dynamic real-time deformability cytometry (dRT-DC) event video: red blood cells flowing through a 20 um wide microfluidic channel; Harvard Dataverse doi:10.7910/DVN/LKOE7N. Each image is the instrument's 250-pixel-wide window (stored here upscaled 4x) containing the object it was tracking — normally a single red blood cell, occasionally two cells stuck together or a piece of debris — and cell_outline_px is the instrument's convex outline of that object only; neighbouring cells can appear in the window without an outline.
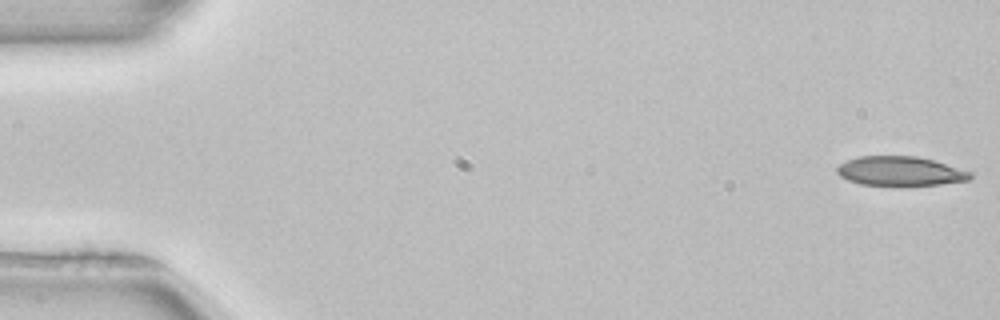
{"species": "common noctule bat (a hibernating species)", "species_latin": "Nyctalus noctula", "temperature_condition": "room temperature", "stored_images_in_passage": 52, "camera_frame_rate_fps": 3000, "um_per_image_px": 0.085, "animal": {"sex": "female", "body_mass_g": 22.7, "forearm_length_mm": 54.2}, "frame": {"image": 1, "passage_image": 1, "time_ms": 0.0, "image_size_px": [1000, 320], "cell_outline_px": [[972, 176], [968, 180], [940, 184], [900, 188], [860, 184], [848, 180], [840, 176], [836, 172], [836, 168], [840, 164], [848, 160], [860, 156], [916, 156], [936, 160], [972, 172]], "centroid_in_image_um": [76.53, 14.58], "position_along_channel_um": 8.5, "area_um2": 23.58}}
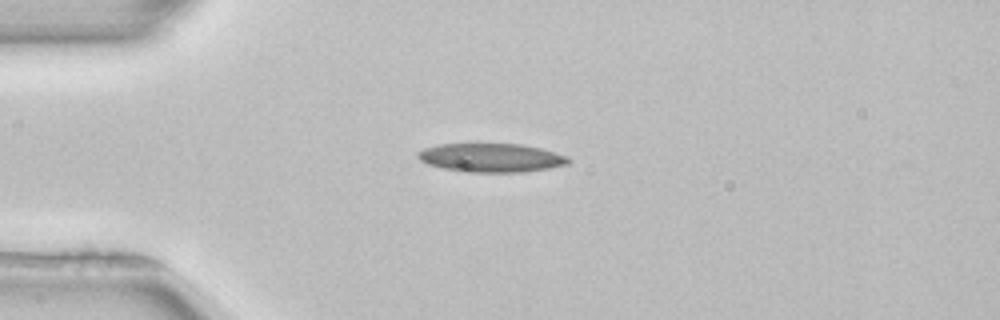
{"frame": {"image": 2, "passage_image": 13, "time_ms": 4.0, "image_size_px": [1000, 320], "cell_outline_px": [[572, 160], [568, 164], [548, 168], [524, 172], [460, 172], [428, 164], [420, 160], [416, 156], [416, 152], [424, 148], [440, 144], [520, 144], [540, 148], [568, 156]], "centroid_in_image_um": [41.74, 13.41], "position_along_channel_um": 43.3, "area_um2": 25.26}}
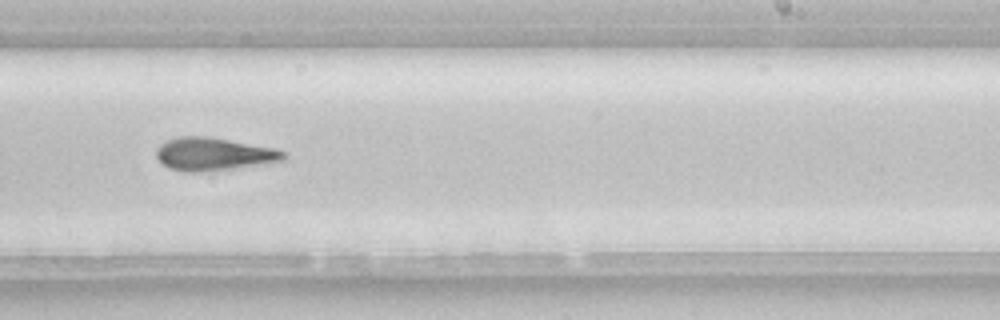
{"frame": {"image": 3, "passage_image": 32, "time_ms": 10.333, "image_size_px": [1000, 320], "cell_outline_px": [[288, 156], [284, 160], [272, 164], [196, 172], [184, 172], [168, 168], [156, 156], [156, 148], [164, 140], [176, 136], [208, 136], [276, 148], [284, 152]], "centroid_in_image_um": [18.19, 13.09], "position_along_channel_um": 270.8, "area_um2": 24.85}, "authors_computed_cell_mechanics": {"area_um2": 24.276, "velocity_mm_per_s": 3.9509, "shape_relaxation_time_tau1_ms": 7.0253, "shape_relaxation_time_tau2_ms": 9.2894, "deformation_change_tau1": 0.1763, "deformation_change_tau2": 0.2242}}